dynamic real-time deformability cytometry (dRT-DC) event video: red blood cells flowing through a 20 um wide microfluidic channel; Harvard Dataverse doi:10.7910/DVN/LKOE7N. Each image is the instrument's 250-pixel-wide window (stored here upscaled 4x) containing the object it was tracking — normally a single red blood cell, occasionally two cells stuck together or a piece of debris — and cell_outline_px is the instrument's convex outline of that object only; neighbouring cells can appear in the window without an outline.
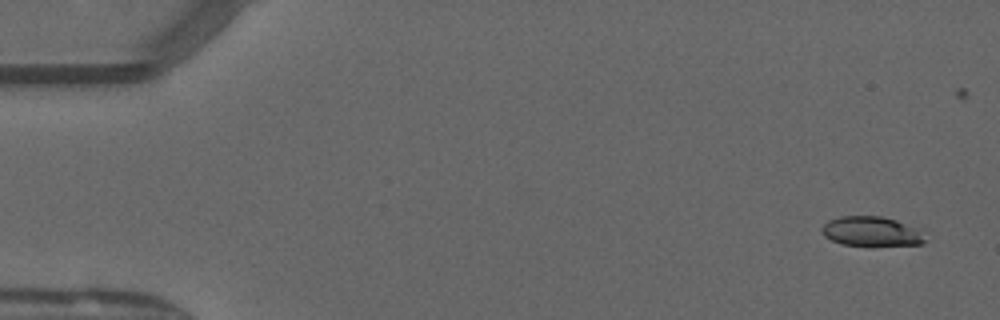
{"species": "common noctule bat (a hibernating species)", "species_latin": "Nyctalus noctula", "temperature_condition": "warm", "stored_images_in_passage": 49, "camera_frame_rate_fps": 3000, "um_per_image_px": 0.085, "animal": {"sex": "male", "forearm_length_mm": 52.5}, "frame": {"image": 1, "passage_image": 3, "time_ms": 0.667, "image_size_px": [1000, 320], "cell_outline_px": [[928, 240], [924, 244], [872, 248], [840, 244], [824, 236], [820, 232], [820, 228], [828, 220], [840, 216], [880, 216], [896, 220], [920, 228]], "centroid_in_image_um": [74.12, 19.72], "position_along_channel_um": 10.9, "area_um2": 18.96}}
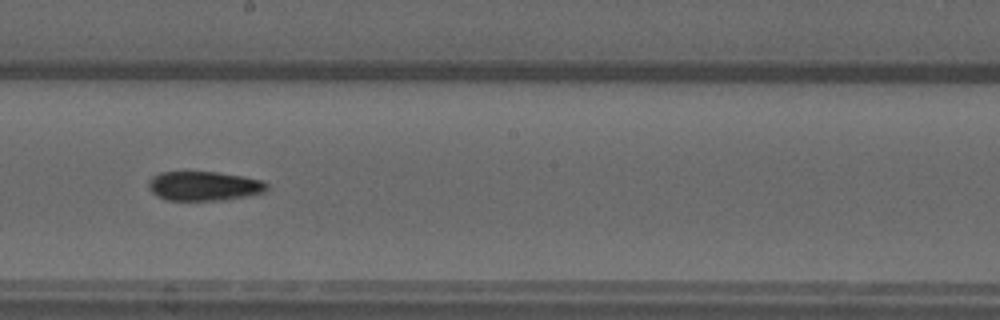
{"frame": {"image": 2, "passage_image": 29, "time_ms": 9.333, "image_size_px": [1000, 320], "cell_outline_px": [[268, 188], [264, 192], [228, 200], [164, 200], [156, 196], [148, 188], [148, 180], [152, 176], [160, 172], [216, 172], [244, 176], [264, 180], [268, 184]], "centroid_in_image_um": [17.34, 15.81], "position_along_channel_um": 230.9, "area_um2": 20.52}}
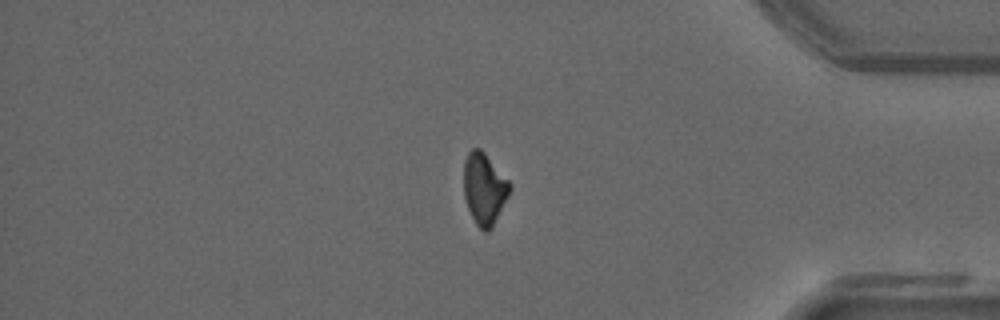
{"frame": {"image": 3, "passage_image": 43, "time_ms": 14.0, "image_size_px": [1000, 320], "cell_outline_px": [[512, 188], [492, 228], [488, 232], [484, 232], [476, 224], [468, 208], [464, 196], [464, 160], [468, 152], [472, 148], [480, 148], [484, 152], [512, 184]], "centroid_in_image_um": [41.17, 16.04], "position_along_channel_um": 394.0, "area_um2": 19.19}, "authors_computed_cell_mechanics": {"area_um2": 19.8832, "velocity_mm_per_s": 4.0898, "shape_relaxation_time_tau1_ms": 8.5778, "shape_relaxation_time_tau2_ms": 9.8738, "deformation_change_tau1": 0.2189, "deformation_change_tau2": 0.1897}}